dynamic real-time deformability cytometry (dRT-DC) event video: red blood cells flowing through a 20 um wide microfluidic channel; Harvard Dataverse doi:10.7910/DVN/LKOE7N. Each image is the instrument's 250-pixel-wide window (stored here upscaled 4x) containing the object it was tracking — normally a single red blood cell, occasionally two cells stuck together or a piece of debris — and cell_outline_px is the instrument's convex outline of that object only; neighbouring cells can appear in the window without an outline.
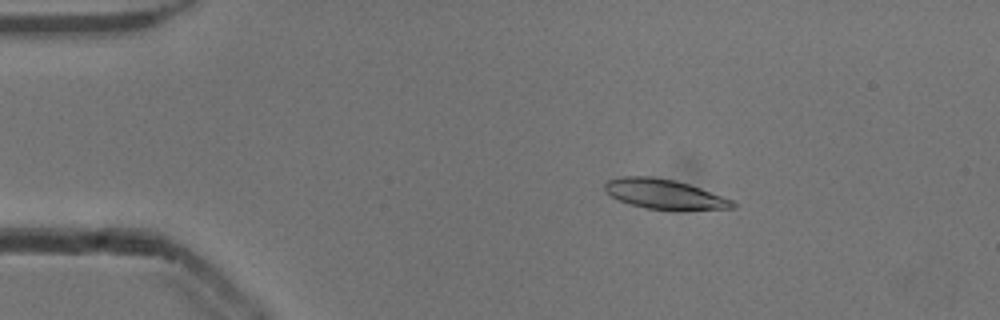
{"species": "common noctule bat (a hibernating species)", "species_latin": "Nyctalus noctula", "temperature_condition": "cold", "stored_images_in_passage": 45, "camera_frame_rate_fps": 3000, "um_per_image_px": 0.085, "animal": {"sex": "male", "body_mass_g": 13.3}, "frame": {"image": 1, "passage_image": 2, "time_ms": 0.333, "image_size_px": [1000, 320], "cell_outline_px": [[736, 208], [680, 212], [672, 212], [644, 208], [628, 204], [612, 196], [604, 188], [604, 184], [608, 180], [620, 176], [652, 176], [676, 180], [700, 188], [732, 200], [736, 204]], "centroid_in_image_um": [56.51, 16.54], "position_along_channel_um": 28.5, "area_um2": 22.89}}
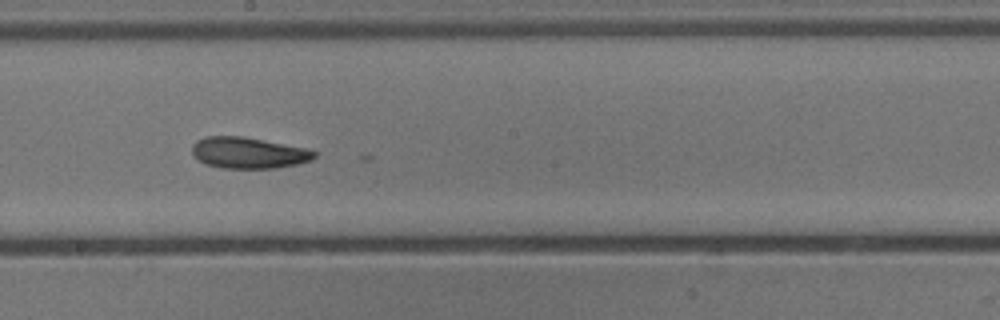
{"frame": {"image": 2, "passage_image": 22, "time_ms": 7.0, "image_size_px": [1000, 320], "cell_outline_px": [[316, 156], [312, 160], [296, 164], [276, 168], [220, 168], [204, 164], [192, 152], [192, 144], [196, 140], [204, 136], [244, 136], [308, 148], [316, 152]], "centroid_in_image_um": [21.12, 12.98], "position_along_channel_um": 227.1, "area_um2": 22.43}}
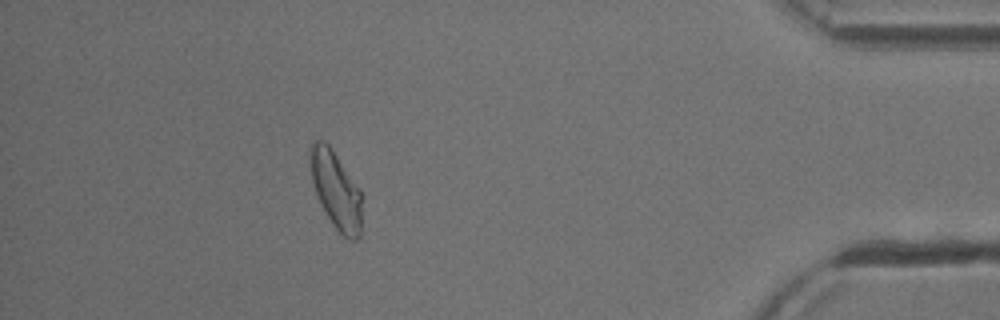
{"frame": {"image": 3, "passage_image": 40, "time_ms": 13.0, "image_size_px": [1000, 320], "cell_outline_px": [[360, 236], [356, 240], [348, 240], [332, 224], [320, 204], [312, 180], [308, 156], [312, 140], [324, 140], [328, 144], [360, 188]], "centroid_in_image_um": [28.52, 16.12], "position_along_channel_um": 406.7, "area_um2": 23.18}}